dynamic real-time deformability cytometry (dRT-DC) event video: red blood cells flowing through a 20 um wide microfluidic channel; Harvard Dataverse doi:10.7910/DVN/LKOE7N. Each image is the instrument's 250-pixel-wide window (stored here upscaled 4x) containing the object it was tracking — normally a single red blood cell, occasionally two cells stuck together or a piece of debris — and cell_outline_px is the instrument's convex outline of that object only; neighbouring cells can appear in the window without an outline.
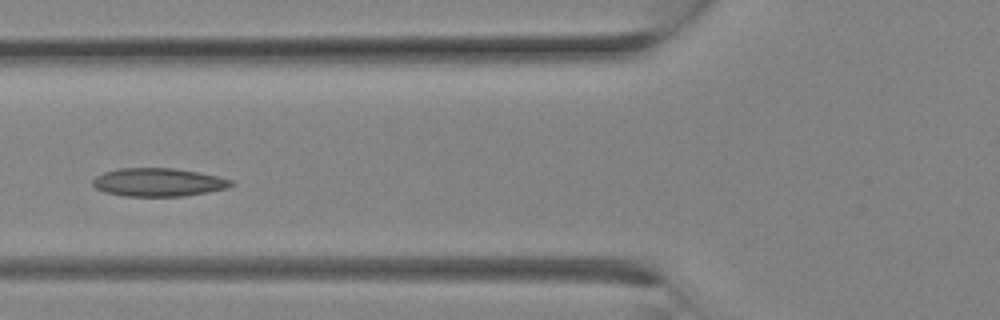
{"species": "Egyptian fruit bat (a non-hibernating species)", "species_latin": "Rousettus aegyptiacus", "temperature_condition": "room temperature", "stored_images_in_passage": 10, "camera_frame_rate_fps": 3000, "um_per_image_px": 0.085, "animal": {"sex": "female"}, "frame": {"image": 1, "passage_image": 9, "time_ms": 2.667, "image_size_px": [1000, 320], "cell_outline_px": [[236, 184], [228, 188], [208, 192], [184, 196], [124, 196], [104, 192], [96, 188], [92, 184], [92, 180], [96, 176], [104, 172], [120, 168], [176, 168], [216, 176], [232, 180]], "centroid_in_image_um": [13.46, 15.49], "position_along_channel_um": 112.3, "area_um2": 22.83}}